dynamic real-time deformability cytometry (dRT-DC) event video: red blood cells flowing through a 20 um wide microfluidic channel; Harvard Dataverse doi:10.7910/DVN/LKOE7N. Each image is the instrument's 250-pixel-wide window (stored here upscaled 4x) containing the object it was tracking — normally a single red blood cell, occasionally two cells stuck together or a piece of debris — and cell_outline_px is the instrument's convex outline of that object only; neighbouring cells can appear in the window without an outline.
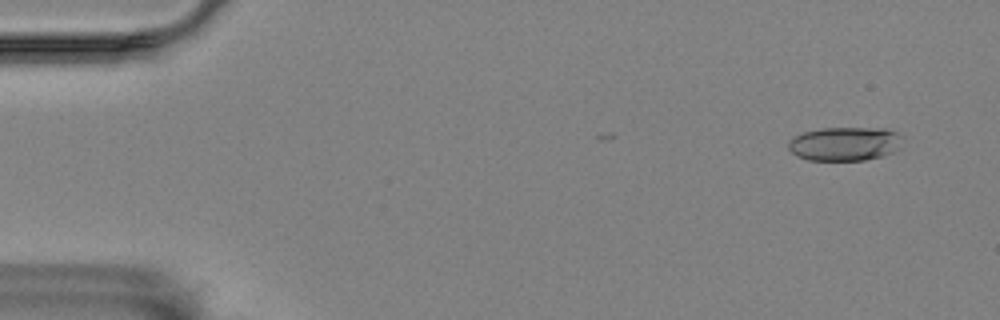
{"species": "Egyptian fruit bat (a non-hibernating species)", "species_latin": "Rousettus aegyptiacus", "temperature_condition": "room temperature", "stored_images_in_passage": 9, "camera_frame_rate_fps": 3000, "um_per_image_px": 0.085, "animal": {"sex": "female"}, "frame": {"image": 1, "passage_image": 2, "time_ms": 1.0, "image_size_px": [1000, 320], "cell_outline_px": [[904, 136], [900, 148], [884, 156], [864, 160], [808, 160], [796, 156], [788, 148], [788, 140], [804, 132], [824, 128], [884, 128], [896, 132]], "centroid_in_image_um": [71.84, 12.22], "position_along_channel_um": 13.2, "area_um2": 22.72}}
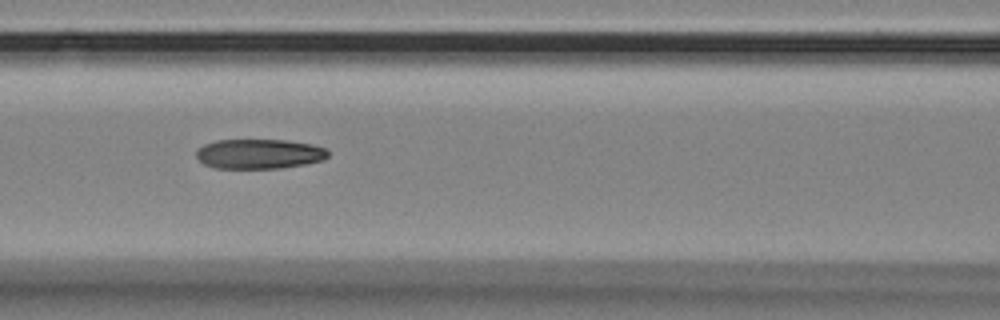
{"frame": {"image": 2, "passage_image": 8, "time_ms": 8.0, "image_size_px": [1000, 320], "cell_outline_px": [[328, 156], [320, 160], [304, 164], [280, 168], [216, 168], [204, 164], [196, 156], [196, 148], [204, 144], [216, 140], [288, 140], [312, 144], [324, 148], [328, 152]], "centroid_in_image_um": [21.99, 13.07], "position_along_channel_um": 144.6, "area_um2": 22.77}}
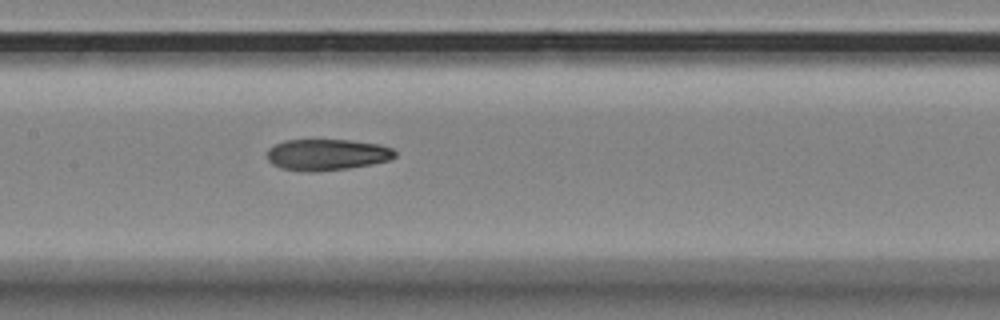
{"frame": {"image": 3, "passage_image": 9, "time_ms": 9.0, "image_size_px": [1000, 320], "cell_outline_px": [[396, 156], [388, 160], [372, 164], [348, 168], [308, 172], [280, 168], [272, 164], [268, 160], [268, 148], [284, 140], [352, 140], [380, 144], [392, 148], [396, 152]], "centroid_in_image_um": [27.79, 13.14], "position_along_channel_um": 179.6, "area_um2": 23.29}}